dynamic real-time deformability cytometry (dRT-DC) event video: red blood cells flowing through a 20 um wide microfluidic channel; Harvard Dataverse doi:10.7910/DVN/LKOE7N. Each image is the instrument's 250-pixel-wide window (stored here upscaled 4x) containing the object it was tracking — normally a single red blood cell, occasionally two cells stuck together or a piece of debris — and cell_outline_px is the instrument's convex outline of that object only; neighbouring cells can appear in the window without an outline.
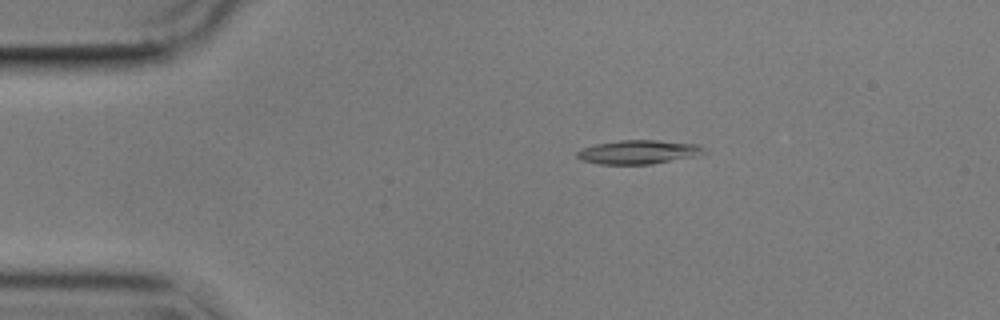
{"species": "common noctule bat (a hibernating species)", "species_latin": "Nyctalus noctula", "temperature_condition": "cold", "stored_images_in_passage": 52, "camera_frame_rate_fps": 3000, "um_per_image_px": 0.085, "animal": {"sex": "male", "body_mass_g": 17.9}, "frame": {"image": 1, "passage_image": 6, "time_ms": 1.667, "image_size_px": [1000, 320], "cell_outline_px": [[708, 152], [700, 156], [652, 164], [600, 164], [580, 160], [576, 156], [576, 152], [584, 148], [596, 144], [620, 140], [656, 140], [700, 144], [708, 148]], "centroid_in_image_um": [54.38, 12.92], "position_along_channel_um": 30.6, "area_um2": 18.03}}
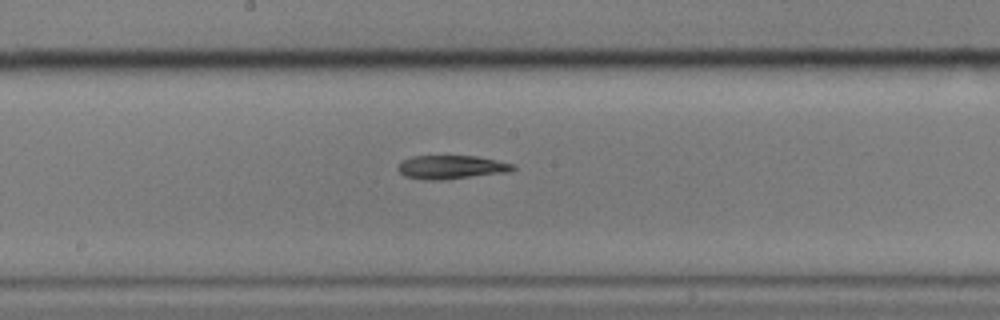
{"frame": {"image": 2, "passage_image": 25, "time_ms": 8.0, "image_size_px": [1000, 320], "cell_outline_px": [[516, 168], [512, 172], [444, 180], [424, 180], [404, 176], [396, 168], [400, 160], [412, 156], [476, 156], [516, 164]], "centroid_in_image_um": [38.37, 14.21], "position_along_channel_um": 209.8, "area_um2": 16.24}}
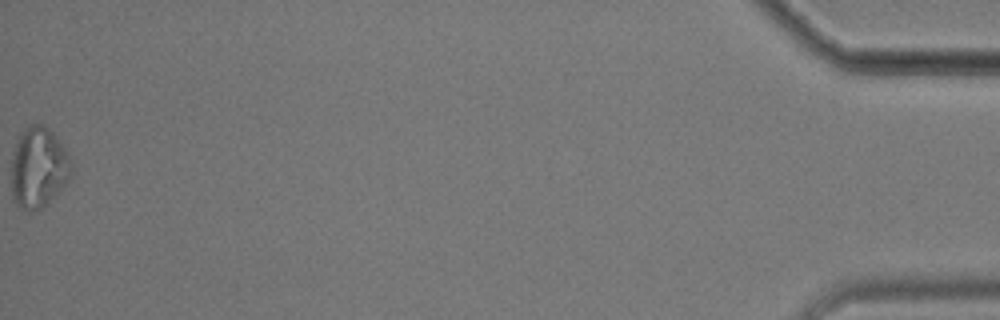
{"frame": {"image": 3, "passage_image": 52, "time_ms": 17.0, "image_size_px": [1000, 320], "cell_outline_px": [[72, 172], [64, 184], [40, 208], [28, 212], [20, 208], [12, 200], [12, 152], [20, 132], [24, 128], [32, 124], [44, 124], [56, 136], [72, 160]], "centroid_in_image_um": [3.24, 14.2], "position_along_channel_um": 432.0, "area_um2": 28.03}}